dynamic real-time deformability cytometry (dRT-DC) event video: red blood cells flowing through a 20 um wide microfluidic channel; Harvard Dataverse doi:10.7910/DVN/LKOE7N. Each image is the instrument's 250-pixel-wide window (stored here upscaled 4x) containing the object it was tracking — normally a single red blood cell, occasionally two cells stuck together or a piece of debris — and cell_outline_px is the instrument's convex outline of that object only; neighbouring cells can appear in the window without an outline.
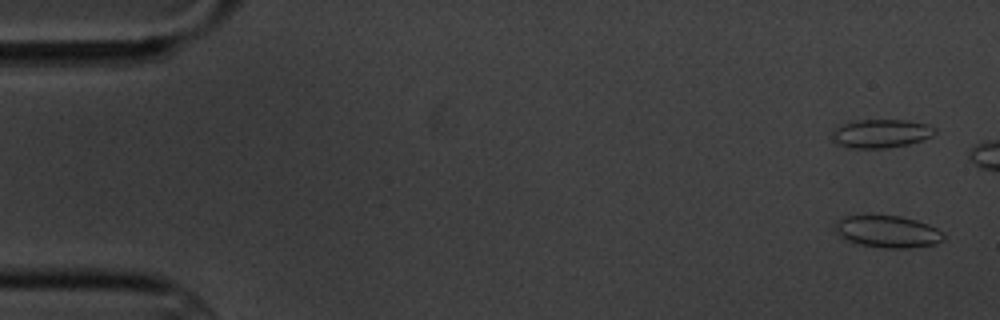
{"species": "common noctule bat (a hibernating species)", "species_latin": "Nyctalus noctula", "temperature_condition": "cold", "stored_images_in_passage": 5, "camera_frame_rate_fps": 3000, "um_per_image_px": 0.085, "animal": {"sex": "male", "body_mass_g": 20.1, "forearm_length_mm": 53.5}, "frame": {"image": 1, "passage_image": 1, "time_ms": 0.0, "image_size_px": [1000, 320], "cell_outline_px": [[944, 240], [936, 244], [908, 248], [884, 248], [860, 244], [848, 240], [840, 236], [832, 228], [832, 224], [836, 220], [844, 216], [900, 216], [916, 220], [928, 224], [944, 232]], "centroid_in_image_um": [75.43, 19.69], "position_along_channel_um": 9.6, "area_um2": 20.35}}